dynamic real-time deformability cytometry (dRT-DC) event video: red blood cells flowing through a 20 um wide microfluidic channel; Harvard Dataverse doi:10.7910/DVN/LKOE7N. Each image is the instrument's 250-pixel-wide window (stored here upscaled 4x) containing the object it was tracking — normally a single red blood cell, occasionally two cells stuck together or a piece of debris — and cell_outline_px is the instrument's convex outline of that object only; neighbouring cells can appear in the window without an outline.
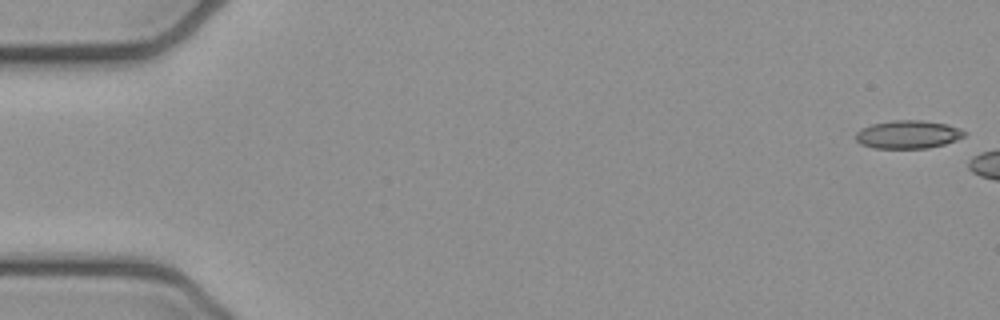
{"species": "common noctule bat (a hibernating species)", "species_latin": "Nyctalus noctula", "temperature_condition": "cold", "stored_images_in_passage": 9, "camera_frame_rate_fps": 3000, "um_per_image_px": 0.085, "animal": {"sex": "female", "body_mass_g": 21.9}, "frame": {"image": 1, "passage_image": 1, "time_ms": 0.0, "image_size_px": [1000, 320], "cell_outline_px": [[968, 132], [964, 136], [956, 140], [944, 144], [928, 148], [876, 148], [860, 144], [856, 140], [856, 132], [860, 128], [872, 124], [892, 120], [920, 120], [948, 124], [960, 128]], "centroid_in_image_um": [77.19, 11.42], "position_along_channel_um": 7.8, "area_um2": 17.92}}